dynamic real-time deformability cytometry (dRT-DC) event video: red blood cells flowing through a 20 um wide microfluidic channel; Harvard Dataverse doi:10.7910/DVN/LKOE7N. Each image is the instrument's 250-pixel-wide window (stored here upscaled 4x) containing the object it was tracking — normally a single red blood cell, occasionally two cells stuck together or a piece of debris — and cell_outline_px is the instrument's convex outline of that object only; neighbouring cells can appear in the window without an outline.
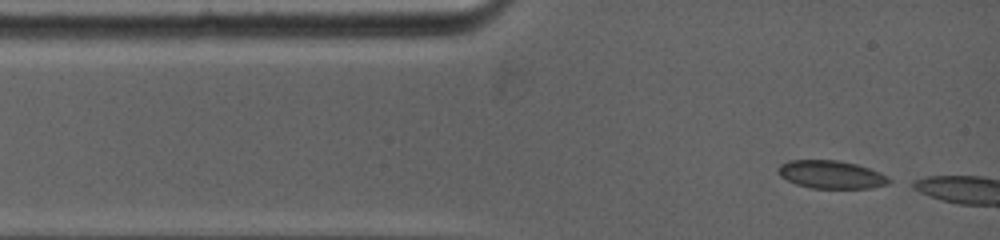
{"species": "common noctule bat (a hibernating species)", "species_latin": "Nyctalus noctula", "temperature_condition": "warm", "stored_images_in_passage": 2, "camera_frame_rate_fps": 5000, "um_per_image_px": 0.085, "animal": {"sex": "female", "body_mass_g": 19.0, "forearm_length_mm": 53.3}, "frame": {"image": 1, "passage_image": 1, "time_ms": 0.0, "image_size_px": [1000, 240], "cell_outline_px": [[896, 180], [888, 184], [872, 188], [812, 188], [796, 184], [780, 176], [776, 172], [776, 168], [780, 164], [788, 160], [836, 160], [856, 164], [880, 172]], "centroid_in_image_um": [70.66, 14.84], "position_along_channel_um": 14.3, "area_um2": 18.32}}